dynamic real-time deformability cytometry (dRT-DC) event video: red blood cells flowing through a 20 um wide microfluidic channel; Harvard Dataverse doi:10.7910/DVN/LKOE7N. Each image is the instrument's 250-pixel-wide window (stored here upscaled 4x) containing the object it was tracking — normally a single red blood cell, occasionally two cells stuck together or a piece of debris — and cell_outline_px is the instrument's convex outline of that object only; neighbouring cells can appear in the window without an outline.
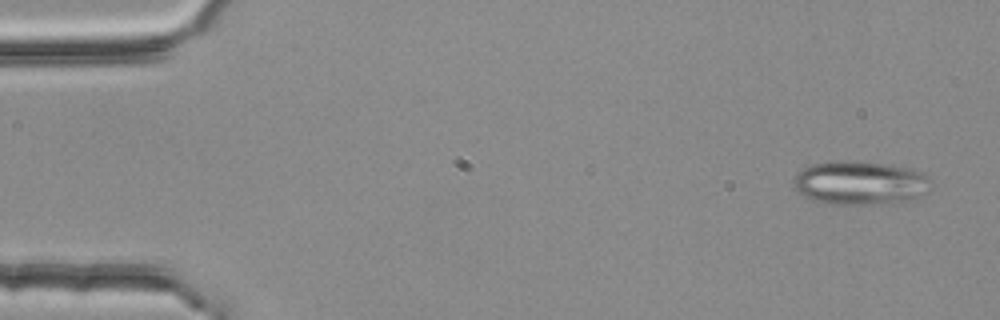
{"species": "common noctule bat (a hibernating species)", "species_latin": "Nyctalus noctula", "temperature_condition": "room temperature", "stored_images_in_passage": 4, "camera_frame_rate_fps": 3000, "um_per_image_px": 0.085, "animal": {"sex": "female", "body_mass_g": 25.1}, "frame": {"image": 1, "passage_image": 1, "time_ms": 0.0, "image_size_px": [1000, 320], "cell_outline_px": [[932, 180], [928, 192], [904, 204], [836, 204], [812, 200], [804, 196], [796, 188], [796, 176], [804, 168], [812, 164], [840, 160], [852, 160], [888, 164], [908, 168], [924, 172]], "centroid_in_image_um": [73.23, 15.56], "position_along_channel_um": 11.8, "area_um2": 35.37}}